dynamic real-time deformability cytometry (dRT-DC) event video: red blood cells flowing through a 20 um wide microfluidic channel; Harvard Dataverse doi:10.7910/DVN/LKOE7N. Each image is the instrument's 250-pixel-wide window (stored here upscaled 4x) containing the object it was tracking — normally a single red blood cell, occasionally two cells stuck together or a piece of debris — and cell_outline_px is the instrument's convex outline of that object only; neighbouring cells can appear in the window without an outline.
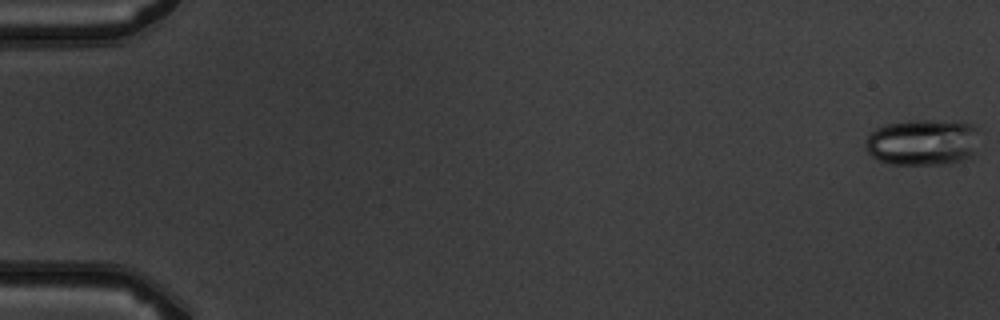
{"species": "common noctule bat (a hibernating species)", "species_latin": "Nyctalus noctula", "temperature_condition": "warm", "stored_images_in_passage": 5, "camera_frame_rate_fps": 3000, "um_per_image_px": 0.085, "animal": {"sex": "male", "body_mass_g": 19.5, "forearm_length_mm": 54.6}, "frame": {"image": 1, "passage_image": 1, "time_ms": 0.0, "image_size_px": [1000, 320], "cell_outline_px": [[980, 128], [976, 156], [972, 160], [948, 164], [888, 164], [876, 160], [868, 152], [864, 144], [868, 136], [876, 128], [888, 124], [908, 120], [932, 120], [972, 124]], "centroid_in_image_um": [78.51, 12.12], "position_along_channel_um": 6.5, "area_um2": 31.62}}